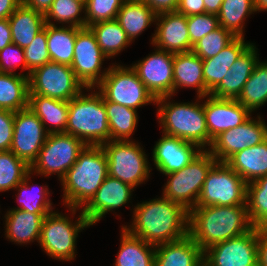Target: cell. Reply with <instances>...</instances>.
I'll return each instance as SVG.
<instances>
[{
  "instance_id": "obj_38",
  "label": "cell",
  "mask_w": 267,
  "mask_h": 266,
  "mask_svg": "<svg viewBox=\"0 0 267 266\" xmlns=\"http://www.w3.org/2000/svg\"><path fill=\"white\" fill-rule=\"evenodd\" d=\"M33 172L29 171L25 176L23 181L18 184L15 189L18 190V202L20 207H15L13 209H20L23 211H28L34 214H41L43 217H46L49 213L53 212V207L51 200L48 195L49 190L48 186H40L37 192L33 193L34 188L29 187V179L31 178Z\"/></svg>"
},
{
  "instance_id": "obj_55",
  "label": "cell",
  "mask_w": 267,
  "mask_h": 266,
  "mask_svg": "<svg viewBox=\"0 0 267 266\" xmlns=\"http://www.w3.org/2000/svg\"><path fill=\"white\" fill-rule=\"evenodd\" d=\"M254 7L256 12L267 11V0H254Z\"/></svg>"
},
{
  "instance_id": "obj_37",
  "label": "cell",
  "mask_w": 267,
  "mask_h": 266,
  "mask_svg": "<svg viewBox=\"0 0 267 266\" xmlns=\"http://www.w3.org/2000/svg\"><path fill=\"white\" fill-rule=\"evenodd\" d=\"M254 12V0H223L217 17L221 27L235 37H244V21Z\"/></svg>"
},
{
  "instance_id": "obj_32",
  "label": "cell",
  "mask_w": 267,
  "mask_h": 266,
  "mask_svg": "<svg viewBox=\"0 0 267 266\" xmlns=\"http://www.w3.org/2000/svg\"><path fill=\"white\" fill-rule=\"evenodd\" d=\"M29 78L21 73H0V109L13 112L28 108Z\"/></svg>"
},
{
  "instance_id": "obj_14",
  "label": "cell",
  "mask_w": 267,
  "mask_h": 266,
  "mask_svg": "<svg viewBox=\"0 0 267 266\" xmlns=\"http://www.w3.org/2000/svg\"><path fill=\"white\" fill-rule=\"evenodd\" d=\"M258 229L216 243L203 251L207 266H258Z\"/></svg>"
},
{
  "instance_id": "obj_16",
  "label": "cell",
  "mask_w": 267,
  "mask_h": 266,
  "mask_svg": "<svg viewBox=\"0 0 267 266\" xmlns=\"http://www.w3.org/2000/svg\"><path fill=\"white\" fill-rule=\"evenodd\" d=\"M257 118L250 117L236 128L222 132L207 150L218 162H226L236 152L261 144L267 139V125L260 116Z\"/></svg>"
},
{
  "instance_id": "obj_21",
  "label": "cell",
  "mask_w": 267,
  "mask_h": 266,
  "mask_svg": "<svg viewBox=\"0 0 267 266\" xmlns=\"http://www.w3.org/2000/svg\"><path fill=\"white\" fill-rule=\"evenodd\" d=\"M201 151L197 144L164 134L154 146L152 160L158 171L168 174L186 167Z\"/></svg>"
},
{
  "instance_id": "obj_34",
  "label": "cell",
  "mask_w": 267,
  "mask_h": 266,
  "mask_svg": "<svg viewBox=\"0 0 267 266\" xmlns=\"http://www.w3.org/2000/svg\"><path fill=\"white\" fill-rule=\"evenodd\" d=\"M110 140H130L138 123L137 110L108 101L104 97Z\"/></svg>"
},
{
  "instance_id": "obj_30",
  "label": "cell",
  "mask_w": 267,
  "mask_h": 266,
  "mask_svg": "<svg viewBox=\"0 0 267 266\" xmlns=\"http://www.w3.org/2000/svg\"><path fill=\"white\" fill-rule=\"evenodd\" d=\"M114 266H154L156 246L130 234L124 227Z\"/></svg>"
},
{
  "instance_id": "obj_15",
  "label": "cell",
  "mask_w": 267,
  "mask_h": 266,
  "mask_svg": "<svg viewBox=\"0 0 267 266\" xmlns=\"http://www.w3.org/2000/svg\"><path fill=\"white\" fill-rule=\"evenodd\" d=\"M48 132L41 120L29 109L15 112L10 151L31 166L46 142Z\"/></svg>"
},
{
  "instance_id": "obj_6",
  "label": "cell",
  "mask_w": 267,
  "mask_h": 266,
  "mask_svg": "<svg viewBox=\"0 0 267 266\" xmlns=\"http://www.w3.org/2000/svg\"><path fill=\"white\" fill-rule=\"evenodd\" d=\"M207 150H202L186 167L165 174L168 181L164 185L163 197L184 206L188 211L196 207L203 183L210 169L217 163Z\"/></svg>"
},
{
  "instance_id": "obj_53",
  "label": "cell",
  "mask_w": 267,
  "mask_h": 266,
  "mask_svg": "<svg viewBox=\"0 0 267 266\" xmlns=\"http://www.w3.org/2000/svg\"><path fill=\"white\" fill-rule=\"evenodd\" d=\"M54 0H22V3L29 7L32 8L43 15L46 14V12L49 10L51 7V4L53 3Z\"/></svg>"
},
{
  "instance_id": "obj_35",
  "label": "cell",
  "mask_w": 267,
  "mask_h": 266,
  "mask_svg": "<svg viewBox=\"0 0 267 266\" xmlns=\"http://www.w3.org/2000/svg\"><path fill=\"white\" fill-rule=\"evenodd\" d=\"M89 28L94 33L97 43L107 59L119 54L131 43L116 19L98 22L89 26Z\"/></svg>"
},
{
  "instance_id": "obj_24",
  "label": "cell",
  "mask_w": 267,
  "mask_h": 266,
  "mask_svg": "<svg viewBox=\"0 0 267 266\" xmlns=\"http://www.w3.org/2000/svg\"><path fill=\"white\" fill-rule=\"evenodd\" d=\"M203 251L188 235L156 246L154 266H201Z\"/></svg>"
},
{
  "instance_id": "obj_5",
  "label": "cell",
  "mask_w": 267,
  "mask_h": 266,
  "mask_svg": "<svg viewBox=\"0 0 267 266\" xmlns=\"http://www.w3.org/2000/svg\"><path fill=\"white\" fill-rule=\"evenodd\" d=\"M171 97L158 98L155 103L159 105L157 117L163 134L197 144L204 150L208 146V129L203 104L172 103L168 100Z\"/></svg>"
},
{
  "instance_id": "obj_2",
  "label": "cell",
  "mask_w": 267,
  "mask_h": 266,
  "mask_svg": "<svg viewBox=\"0 0 267 266\" xmlns=\"http://www.w3.org/2000/svg\"><path fill=\"white\" fill-rule=\"evenodd\" d=\"M254 227L247 205L194 207L189 211V236L202 251L241 236Z\"/></svg>"
},
{
  "instance_id": "obj_18",
  "label": "cell",
  "mask_w": 267,
  "mask_h": 266,
  "mask_svg": "<svg viewBox=\"0 0 267 266\" xmlns=\"http://www.w3.org/2000/svg\"><path fill=\"white\" fill-rule=\"evenodd\" d=\"M202 102L208 129V149L222 132L236 128L251 117V112L236 99L216 98L211 95Z\"/></svg>"
},
{
  "instance_id": "obj_9",
  "label": "cell",
  "mask_w": 267,
  "mask_h": 266,
  "mask_svg": "<svg viewBox=\"0 0 267 266\" xmlns=\"http://www.w3.org/2000/svg\"><path fill=\"white\" fill-rule=\"evenodd\" d=\"M247 183L225 162L208 172L196 207L246 205Z\"/></svg>"
},
{
  "instance_id": "obj_47",
  "label": "cell",
  "mask_w": 267,
  "mask_h": 266,
  "mask_svg": "<svg viewBox=\"0 0 267 266\" xmlns=\"http://www.w3.org/2000/svg\"><path fill=\"white\" fill-rule=\"evenodd\" d=\"M15 112L0 109V151H9L13 140Z\"/></svg>"
},
{
  "instance_id": "obj_12",
  "label": "cell",
  "mask_w": 267,
  "mask_h": 266,
  "mask_svg": "<svg viewBox=\"0 0 267 266\" xmlns=\"http://www.w3.org/2000/svg\"><path fill=\"white\" fill-rule=\"evenodd\" d=\"M86 146L73 135L50 133L30 171L45 177L57 173L61 180Z\"/></svg>"
},
{
  "instance_id": "obj_25",
  "label": "cell",
  "mask_w": 267,
  "mask_h": 266,
  "mask_svg": "<svg viewBox=\"0 0 267 266\" xmlns=\"http://www.w3.org/2000/svg\"><path fill=\"white\" fill-rule=\"evenodd\" d=\"M251 44L250 42L246 43L244 37H236L217 55L203 60V78L209 92L222 81L234 62Z\"/></svg>"
},
{
  "instance_id": "obj_1",
  "label": "cell",
  "mask_w": 267,
  "mask_h": 266,
  "mask_svg": "<svg viewBox=\"0 0 267 266\" xmlns=\"http://www.w3.org/2000/svg\"><path fill=\"white\" fill-rule=\"evenodd\" d=\"M134 207L132 224L122 227L146 243L157 246L189 235V211L181 204L162 196Z\"/></svg>"
},
{
  "instance_id": "obj_28",
  "label": "cell",
  "mask_w": 267,
  "mask_h": 266,
  "mask_svg": "<svg viewBox=\"0 0 267 266\" xmlns=\"http://www.w3.org/2000/svg\"><path fill=\"white\" fill-rule=\"evenodd\" d=\"M12 33V43L25 48L34 37L45 28L44 15L21 3L8 18Z\"/></svg>"
},
{
  "instance_id": "obj_10",
  "label": "cell",
  "mask_w": 267,
  "mask_h": 266,
  "mask_svg": "<svg viewBox=\"0 0 267 266\" xmlns=\"http://www.w3.org/2000/svg\"><path fill=\"white\" fill-rule=\"evenodd\" d=\"M96 87L108 101L135 110L148 103H156L154 96L131 66H109L106 76Z\"/></svg>"
},
{
  "instance_id": "obj_22",
  "label": "cell",
  "mask_w": 267,
  "mask_h": 266,
  "mask_svg": "<svg viewBox=\"0 0 267 266\" xmlns=\"http://www.w3.org/2000/svg\"><path fill=\"white\" fill-rule=\"evenodd\" d=\"M256 46L252 43L234 62L222 81L210 92L216 98L237 99L244 84L259 62Z\"/></svg>"
},
{
  "instance_id": "obj_19",
  "label": "cell",
  "mask_w": 267,
  "mask_h": 266,
  "mask_svg": "<svg viewBox=\"0 0 267 266\" xmlns=\"http://www.w3.org/2000/svg\"><path fill=\"white\" fill-rule=\"evenodd\" d=\"M131 185L119 179L107 176L90 201L82 208V213L91 226L100 221L106 213L113 211L130 202Z\"/></svg>"
},
{
  "instance_id": "obj_27",
  "label": "cell",
  "mask_w": 267,
  "mask_h": 266,
  "mask_svg": "<svg viewBox=\"0 0 267 266\" xmlns=\"http://www.w3.org/2000/svg\"><path fill=\"white\" fill-rule=\"evenodd\" d=\"M5 236L16 244L39 242L44 217L20 209H11L5 215Z\"/></svg>"
},
{
  "instance_id": "obj_50",
  "label": "cell",
  "mask_w": 267,
  "mask_h": 266,
  "mask_svg": "<svg viewBox=\"0 0 267 266\" xmlns=\"http://www.w3.org/2000/svg\"><path fill=\"white\" fill-rule=\"evenodd\" d=\"M258 266H267V229H258Z\"/></svg>"
},
{
  "instance_id": "obj_3",
  "label": "cell",
  "mask_w": 267,
  "mask_h": 266,
  "mask_svg": "<svg viewBox=\"0 0 267 266\" xmlns=\"http://www.w3.org/2000/svg\"><path fill=\"white\" fill-rule=\"evenodd\" d=\"M108 176V160L101 146L87 145L60 180L63 202L72 214L84 207Z\"/></svg>"
},
{
  "instance_id": "obj_20",
  "label": "cell",
  "mask_w": 267,
  "mask_h": 266,
  "mask_svg": "<svg viewBox=\"0 0 267 266\" xmlns=\"http://www.w3.org/2000/svg\"><path fill=\"white\" fill-rule=\"evenodd\" d=\"M155 22L157 30L153 34L151 44L156 49L172 54L192 50L193 45L188 34L187 16L178 12L163 13L156 15Z\"/></svg>"
},
{
  "instance_id": "obj_11",
  "label": "cell",
  "mask_w": 267,
  "mask_h": 266,
  "mask_svg": "<svg viewBox=\"0 0 267 266\" xmlns=\"http://www.w3.org/2000/svg\"><path fill=\"white\" fill-rule=\"evenodd\" d=\"M86 88L69 65L49 62L34 69L29 76V95H41L70 101ZM91 89V90H90Z\"/></svg>"
},
{
  "instance_id": "obj_31",
  "label": "cell",
  "mask_w": 267,
  "mask_h": 266,
  "mask_svg": "<svg viewBox=\"0 0 267 266\" xmlns=\"http://www.w3.org/2000/svg\"><path fill=\"white\" fill-rule=\"evenodd\" d=\"M116 20L132 42L156 21V14L140 0H125Z\"/></svg>"
},
{
  "instance_id": "obj_13",
  "label": "cell",
  "mask_w": 267,
  "mask_h": 266,
  "mask_svg": "<svg viewBox=\"0 0 267 266\" xmlns=\"http://www.w3.org/2000/svg\"><path fill=\"white\" fill-rule=\"evenodd\" d=\"M106 58L92 30L89 27L81 28L76 35L74 58L70 67L86 88L94 89L106 76L109 68L101 71L102 62Z\"/></svg>"
},
{
  "instance_id": "obj_4",
  "label": "cell",
  "mask_w": 267,
  "mask_h": 266,
  "mask_svg": "<svg viewBox=\"0 0 267 266\" xmlns=\"http://www.w3.org/2000/svg\"><path fill=\"white\" fill-rule=\"evenodd\" d=\"M65 133L90 146H101L110 141L104 96L99 91H91L88 95L81 92L69 101Z\"/></svg>"
},
{
  "instance_id": "obj_54",
  "label": "cell",
  "mask_w": 267,
  "mask_h": 266,
  "mask_svg": "<svg viewBox=\"0 0 267 266\" xmlns=\"http://www.w3.org/2000/svg\"><path fill=\"white\" fill-rule=\"evenodd\" d=\"M223 0H204L205 13L217 15L220 11Z\"/></svg>"
},
{
  "instance_id": "obj_43",
  "label": "cell",
  "mask_w": 267,
  "mask_h": 266,
  "mask_svg": "<svg viewBox=\"0 0 267 266\" xmlns=\"http://www.w3.org/2000/svg\"><path fill=\"white\" fill-rule=\"evenodd\" d=\"M125 0H85L86 27L117 18Z\"/></svg>"
},
{
  "instance_id": "obj_42",
  "label": "cell",
  "mask_w": 267,
  "mask_h": 266,
  "mask_svg": "<svg viewBox=\"0 0 267 266\" xmlns=\"http://www.w3.org/2000/svg\"><path fill=\"white\" fill-rule=\"evenodd\" d=\"M236 37L228 30L219 26L203 38L195 42L192 52L202 60L214 57L228 46Z\"/></svg>"
},
{
  "instance_id": "obj_33",
  "label": "cell",
  "mask_w": 267,
  "mask_h": 266,
  "mask_svg": "<svg viewBox=\"0 0 267 266\" xmlns=\"http://www.w3.org/2000/svg\"><path fill=\"white\" fill-rule=\"evenodd\" d=\"M81 28L47 24V44L51 62L71 66L77 32Z\"/></svg>"
},
{
  "instance_id": "obj_52",
  "label": "cell",
  "mask_w": 267,
  "mask_h": 266,
  "mask_svg": "<svg viewBox=\"0 0 267 266\" xmlns=\"http://www.w3.org/2000/svg\"><path fill=\"white\" fill-rule=\"evenodd\" d=\"M22 0H0V19L9 18Z\"/></svg>"
},
{
  "instance_id": "obj_40",
  "label": "cell",
  "mask_w": 267,
  "mask_h": 266,
  "mask_svg": "<svg viewBox=\"0 0 267 266\" xmlns=\"http://www.w3.org/2000/svg\"><path fill=\"white\" fill-rule=\"evenodd\" d=\"M85 13V0H54L51 7L44 15L46 24L54 25L55 22L69 24V27H86L85 16H80L81 12Z\"/></svg>"
},
{
  "instance_id": "obj_48",
  "label": "cell",
  "mask_w": 267,
  "mask_h": 266,
  "mask_svg": "<svg viewBox=\"0 0 267 266\" xmlns=\"http://www.w3.org/2000/svg\"><path fill=\"white\" fill-rule=\"evenodd\" d=\"M144 2L156 15L176 12L179 0H140Z\"/></svg>"
},
{
  "instance_id": "obj_39",
  "label": "cell",
  "mask_w": 267,
  "mask_h": 266,
  "mask_svg": "<svg viewBox=\"0 0 267 266\" xmlns=\"http://www.w3.org/2000/svg\"><path fill=\"white\" fill-rule=\"evenodd\" d=\"M246 205L253 227L267 229V175L247 183Z\"/></svg>"
},
{
  "instance_id": "obj_41",
  "label": "cell",
  "mask_w": 267,
  "mask_h": 266,
  "mask_svg": "<svg viewBox=\"0 0 267 266\" xmlns=\"http://www.w3.org/2000/svg\"><path fill=\"white\" fill-rule=\"evenodd\" d=\"M29 171L30 166L12 151H0V192L15 189Z\"/></svg>"
},
{
  "instance_id": "obj_29",
  "label": "cell",
  "mask_w": 267,
  "mask_h": 266,
  "mask_svg": "<svg viewBox=\"0 0 267 266\" xmlns=\"http://www.w3.org/2000/svg\"><path fill=\"white\" fill-rule=\"evenodd\" d=\"M28 108L41 120L46 131L50 133H65L69 102L44 97L41 95H29ZM51 127H46L48 123ZM48 128V129H47Z\"/></svg>"
},
{
  "instance_id": "obj_23",
  "label": "cell",
  "mask_w": 267,
  "mask_h": 266,
  "mask_svg": "<svg viewBox=\"0 0 267 266\" xmlns=\"http://www.w3.org/2000/svg\"><path fill=\"white\" fill-rule=\"evenodd\" d=\"M182 87L197 88L199 100L210 95L204 83L203 60L192 51L174 54L173 95Z\"/></svg>"
},
{
  "instance_id": "obj_26",
  "label": "cell",
  "mask_w": 267,
  "mask_h": 266,
  "mask_svg": "<svg viewBox=\"0 0 267 266\" xmlns=\"http://www.w3.org/2000/svg\"><path fill=\"white\" fill-rule=\"evenodd\" d=\"M227 163L246 183L267 175V139L236 152Z\"/></svg>"
},
{
  "instance_id": "obj_36",
  "label": "cell",
  "mask_w": 267,
  "mask_h": 266,
  "mask_svg": "<svg viewBox=\"0 0 267 266\" xmlns=\"http://www.w3.org/2000/svg\"><path fill=\"white\" fill-rule=\"evenodd\" d=\"M251 113L267 103V62L259 61L236 99Z\"/></svg>"
},
{
  "instance_id": "obj_17",
  "label": "cell",
  "mask_w": 267,
  "mask_h": 266,
  "mask_svg": "<svg viewBox=\"0 0 267 266\" xmlns=\"http://www.w3.org/2000/svg\"><path fill=\"white\" fill-rule=\"evenodd\" d=\"M174 54L157 49L131 67L155 99L173 95Z\"/></svg>"
},
{
  "instance_id": "obj_7",
  "label": "cell",
  "mask_w": 267,
  "mask_h": 266,
  "mask_svg": "<svg viewBox=\"0 0 267 266\" xmlns=\"http://www.w3.org/2000/svg\"><path fill=\"white\" fill-rule=\"evenodd\" d=\"M108 160V175L136 188L149 178L147 154L132 140H110L101 145Z\"/></svg>"
},
{
  "instance_id": "obj_45",
  "label": "cell",
  "mask_w": 267,
  "mask_h": 266,
  "mask_svg": "<svg viewBox=\"0 0 267 266\" xmlns=\"http://www.w3.org/2000/svg\"><path fill=\"white\" fill-rule=\"evenodd\" d=\"M217 15L203 13L187 16V27L192 45L219 27Z\"/></svg>"
},
{
  "instance_id": "obj_46",
  "label": "cell",
  "mask_w": 267,
  "mask_h": 266,
  "mask_svg": "<svg viewBox=\"0 0 267 266\" xmlns=\"http://www.w3.org/2000/svg\"><path fill=\"white\" fill-rule=\"evenodd\" d=\"M22 66V70H28L25 74L29 78L31 71L27 68L25 60L24 48L11 43L0 51V73H12L14 70Z\"/></svg>"
},
{
  "instance_id": "obj_44",
  "label": "cell",
  "mask_w": 267,
  "mask_h": 266,
  "mask_svg": "<svg viewBox=\"0 0 267 266\" xmlns=\"http://www.w3.org/2000/svg\"><path fill=\"white\" fill-rule=\"evenodd\" d=\"M27 68L32 72L34 69L51 62L47 44V24L34 37L29 46L24 48Z\"/></svg>"
},
{
  "instance_id": "obj_8",
  "label": "cell",
  "mask_w": 267,
  "mask_h": 266,
  "mask_svg": "<svg viewBox=\"0 0 267 266\" xmlns=\"http://www.w3.org/2000/svg\"><path fill=\"white\" fill-rule=\"evenodd\" d=\"M71 221L68 216L55 211L43 219L38 243L53 259L74 260L78 233L91 226L82 210L76 223Z\"/></svg>"
},
{
  "instance_id": "obj_51",
  "label": "cell",
  "mask_w": 267,
  "mask_h": 266,
  "mask_svg": "<svg viewBox=\"0 0 267 266\" xmlns=\"http://www.w3.org/2000/svg\"><path fill=\"white\" fill-rule=\"evenodd\" d=\"M12 43V33L9 19H0V51Z\"/></svg>"
},
{
  "instance_id": "obj_49",
  "label": "cell",
  "mask_w": 267,
  "mask_h": 266,
  "mask_svg": "<svg viewBox=\"0 0 267 266\" xmlns=\"http://www.w3.org/2000/svg\"><path fill=\"white\" fill-rule=\"evenodd\" d=\"M176 12L185 16L205 13L204 0H179Z\"/></svg>"
}]
</instances>
